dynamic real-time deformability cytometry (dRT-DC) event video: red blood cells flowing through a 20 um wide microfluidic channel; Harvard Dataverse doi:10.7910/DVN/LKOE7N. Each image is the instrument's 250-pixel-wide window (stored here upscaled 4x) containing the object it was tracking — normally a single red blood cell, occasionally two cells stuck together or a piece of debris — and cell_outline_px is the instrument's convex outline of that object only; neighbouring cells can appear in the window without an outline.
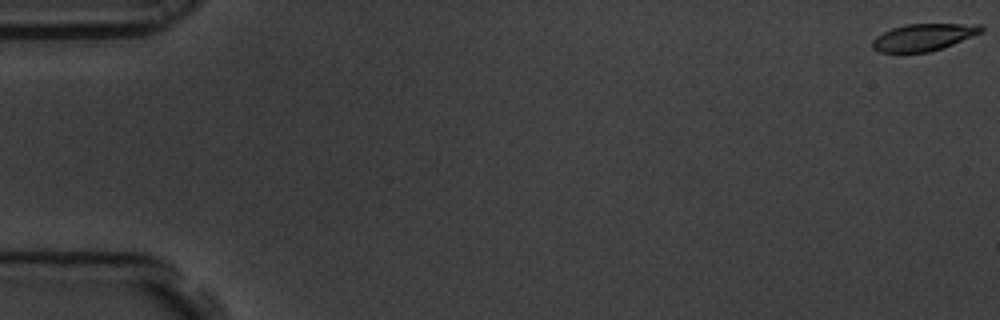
{"species": "common noctule bat (a hibernating species)", "species_latin": "Nyctalus noctula", "temperature_condition": "room temperature", "stored_images_in_passage": 60, "camera_frame_rate_fps": 3000, "um_per_image_px": 0.085, "animal": {"sex": "male", "body_mass_g": 19.5, "forearm_length_mm": 54.6}, "frame": {"image": 1, "passage_image": 1, "time_ms": 0.0, "image_size_px": [1000, 320], "cell_outline_px": [[984, 32], [952, 44], [928, 52], [880, 52], [872, 48], [872, 40], [876, 36], [892, 28], [904, 24], [980, 24], [984, 28]], "centroid_in_image_um": [78.5, 3.15], "position_along_channel_um": 6.5, "area_um2": 17.05}}
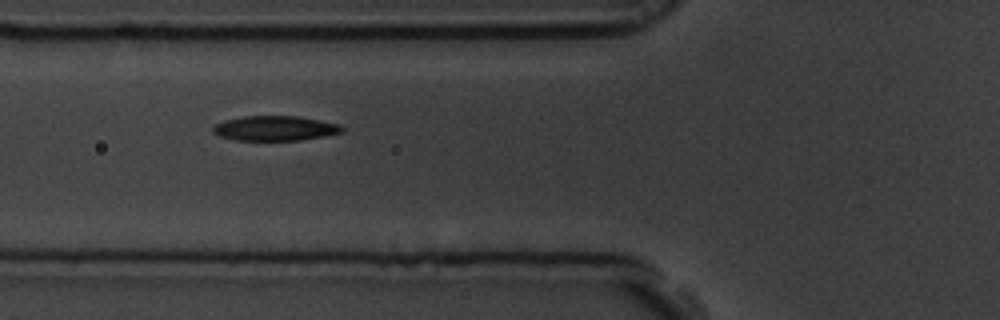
{"frame": {"image": 2, "passage_image": 23, "time_ms": 7.333, "image_size_px": [1000, 320], "cell_outline_px": [[344, 132], [324, 136], [300, 140], [236, 140], [220, 136], [212, 132], [212, 128], [216, 124], [224, 120], [244, 116], [296, 116], [340, 124], [344, 128]], "centroid_in_image_um": [23.38, 10.9], "position_along_channel_um": 102.4, "area_um2": 18.61}}
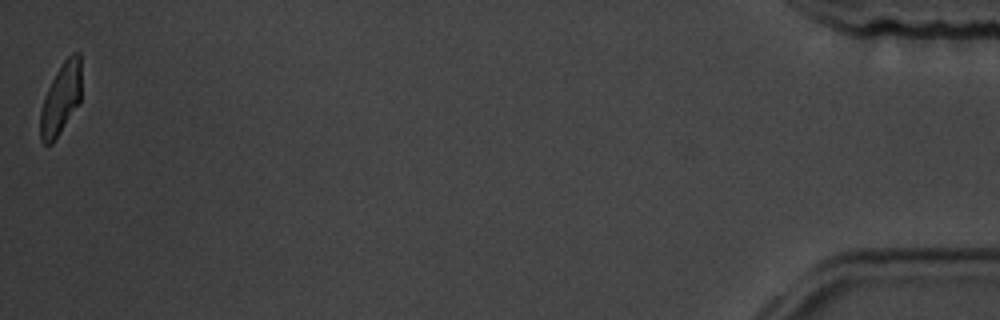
{"frame": {"image": 3, "passage_image": 60, "time_ms": 19.667, "image_size_px": [1000, 320], "cell_outline_px": [[80, 100], [52, 144], [44, 144], [40, 140], [40, 112], [44, 96], [56, 72], [64, 60], [72, 52], [80, 52]], "centroid_in_image_um": [5.15, 8.38], "position_along_channel_um": 430.1, "area_um2": 16.76}, "authors_computed_cell_mechanics": {"area_um2": 18.6116, "velocity_mm_per_s": 3.449, "shape_relaxation_time_tau1_ms": 2.8679, "shape_relaxation_time_tau2_ms": 2.9502, "deformation_change_tau1": 0.1351, "deformation_change_tau2": 0.0921}}